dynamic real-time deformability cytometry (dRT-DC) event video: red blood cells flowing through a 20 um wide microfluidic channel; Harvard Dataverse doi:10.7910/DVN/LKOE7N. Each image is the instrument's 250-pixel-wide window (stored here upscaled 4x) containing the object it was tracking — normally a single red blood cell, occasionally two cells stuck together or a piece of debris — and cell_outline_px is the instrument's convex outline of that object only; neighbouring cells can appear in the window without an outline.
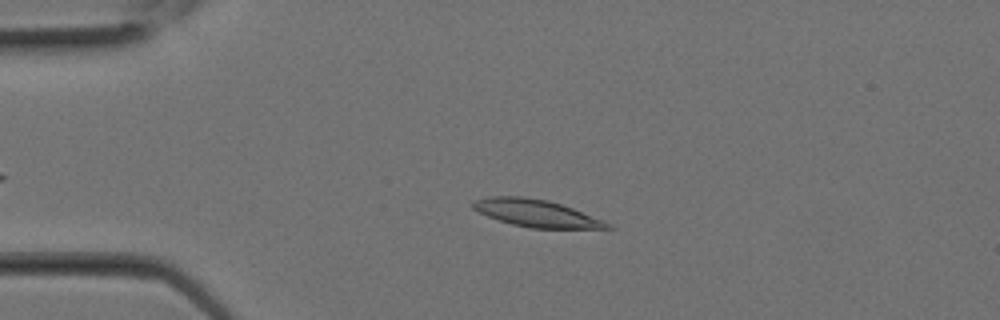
{"species": "Egyptian fruit bat (a non-hibernating species)", "species_latin": "Rousettus aegyptiacus", "temperature_condition": "room temperature", "stored_images_in_passage": 13, "camera_frame_rate_fps": 3000, "um_per_image_px": 0.085, "animal": {"sex": "female"}, "frame": {"image": 1, "passage_image": 5, "time_ms": 1.333, "image_size_px": [1000, 320], "cell_outline_px": [[616, 228], [532, 228], [512, 224], [488, 216], [472, 208], [472, 200], [488, 196], [524, 196], [548, 200], [572, 208], [604, 220], [612, 224]], "centroid_in_image_um": [45.58, 18.11], "position_along_channel_um": 39.4, "area_um2": 21.27}}
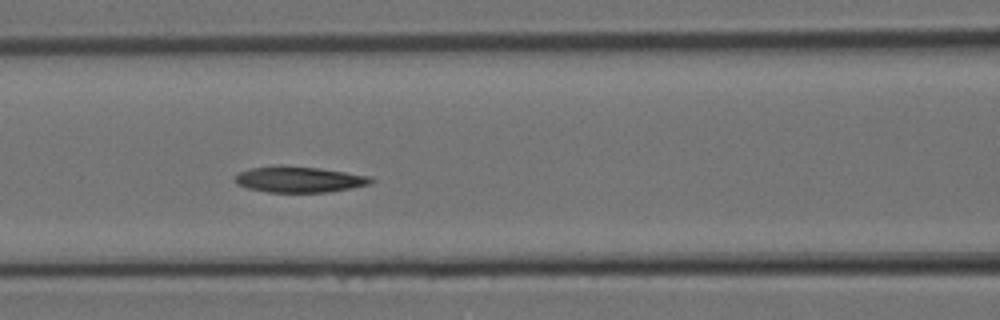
{"frame": {"image": 2, "passage_image": 10, "time_ms": 3.0, "image_size_px": [1000, 320], "cell_outline_px": [[376, 180], [372, 184], [352, 188], [328, 192], [268, 192], [248, 188], [236, 184], [236, 176], [240, 172], [252, 168], [280, 164], [320, 168], [372, 176]], "centroid_in_image_um": [25.5, 15.24], "position_along_channel_um": 141.1, "area_um2": 20.81}}
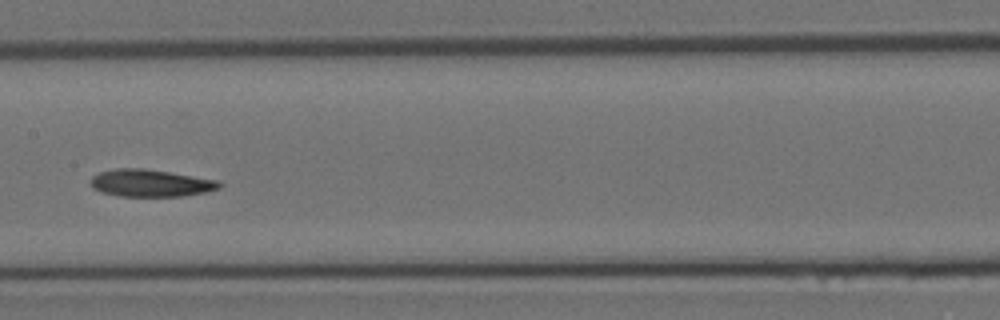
{"frame": {"image": 3, "passage_image": 12, "time_ms": 3.667, "image_size_px": [1000, 320], "cell_outline_px": [[224, 184], [220, 188], [204, 192], [184, 196], [120, 196], [100, 192], [92, 188], [92, 176], [100, 172], [116, 168], [144, 168], [220, 180]], "centroid_in_image_um": [12.83, 15.56], "position_along_channel_um": 194.6, "area_um2": 20.52}}